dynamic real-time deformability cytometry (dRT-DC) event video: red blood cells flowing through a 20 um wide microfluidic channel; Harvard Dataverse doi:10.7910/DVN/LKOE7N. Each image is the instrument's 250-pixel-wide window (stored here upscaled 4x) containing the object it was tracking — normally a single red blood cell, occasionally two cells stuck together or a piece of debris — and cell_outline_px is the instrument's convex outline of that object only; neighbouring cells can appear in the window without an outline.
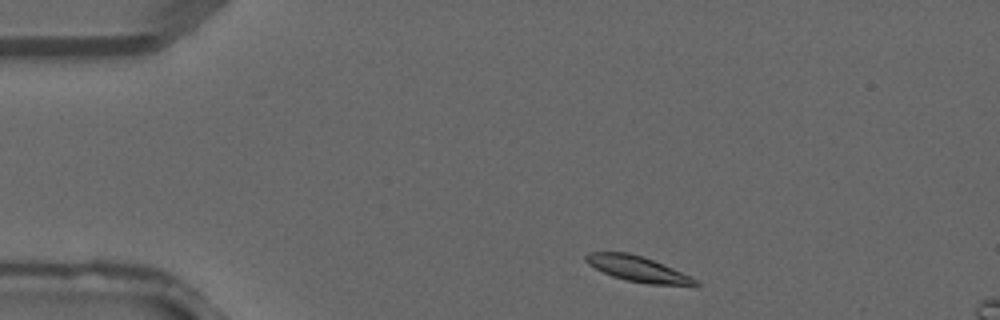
{"species": "common noctule bat (a hibernating species)", "species_latin": "Nyctalus noctula", "temperature_condition": "warm", "stored_images_in_passage": 3, "camera_frame_rate_fps": 3000, "um_per_image_px": 0.085, "animal": {"sex": "male", "forearm_length_mm": 52.5}, "frame": {"image": 1, "passage_image": 1, "time_ms": 0.0, "image_size_px": [1000, 320], "cell_outline_px": [[700, 284], [696, 288], [648, 284], [628, 280], [612, 276], [588, 264], [584, 260], [584, 256], [588, 252], [628, 252], [652, 260], [692, 276]], "centroid_in_image_um": [54.31, 22.9], "position_along_channel_um": 30.7, "area_um2": 16.53}}